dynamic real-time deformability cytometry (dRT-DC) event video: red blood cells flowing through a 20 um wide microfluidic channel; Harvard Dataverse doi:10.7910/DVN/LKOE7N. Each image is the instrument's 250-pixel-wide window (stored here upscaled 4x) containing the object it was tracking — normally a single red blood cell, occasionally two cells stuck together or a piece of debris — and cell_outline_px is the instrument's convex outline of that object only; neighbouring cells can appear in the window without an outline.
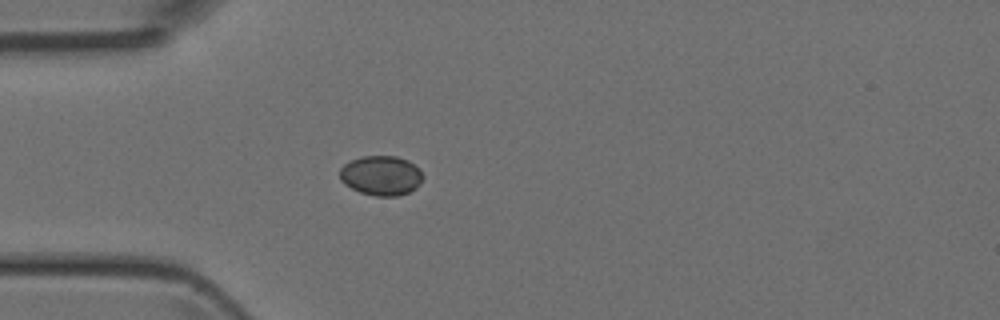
{"species": "Egyptian fruit bat (a non-hibernating species)", "species_latin": "Rousettus aegyptiacus", "temperature_condition": "room temperature", "stored_images_in_passage": 33, "camera_frame_rate_fps": 3000, "um_per_image_px": 0.085, "animal": {"sex": "female"}, "frame": {"image": 1, "passage_image": 1, "time_ms": 0.0, "image_size_px": [1000, 320], "cell_outline_px": [[424, 176], [420, 184], [416, 188], [400, 196], [376, 196], [360, 192], [344, 184], [340, 180], [340, 168], [344, 164], [360, 156], [396, 156], [408, 160]], "centroid_in_image_um": [32.38, 14.92], "position_along_channel_um": 52.6, "area_um2": 19.19}}
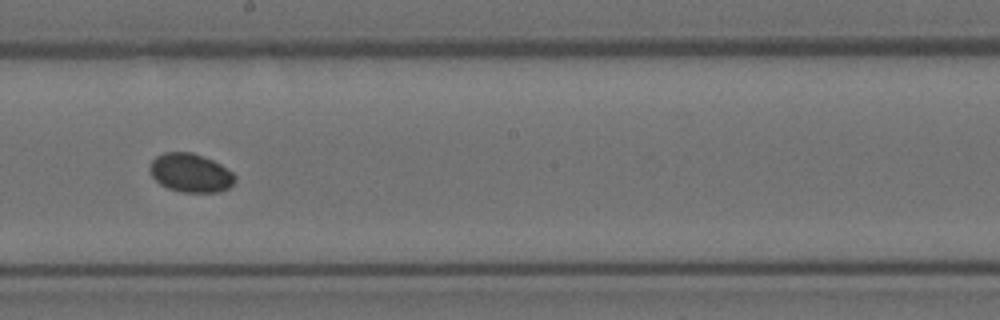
{"frame": {"image": 2, "passage_image": 14, "time_ms": 4.333, "image_size_px": [1000, 320], "cell_outline_px": [[236, 180], [228, 188], [216, 192], [180, 192], [168, 188], [160, 184], [152, 176], [148, 168], [152, 160], [156, 156], [164, 152], [192, 152], [212, 160], [220, 164], [232, 172], [236, 176]], "centroid_in_image_um": [16.18, 14.69], "position_along_channel_um": 232.0, "area_um2": 19.19}}
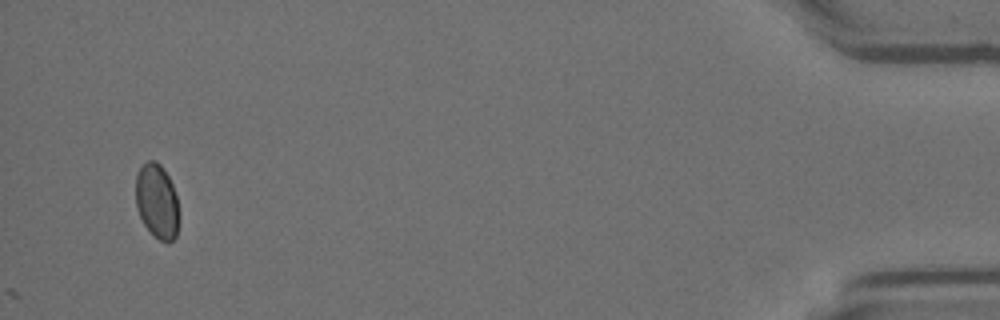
{"frame": {"image": 3, "passage_image": 33, "time_ms": 10.667, "image_size_px": [1000, 320], "cell_outline_px": [[176, 236], [172, 240], [160, 240], [152, 236], [144, 224], [136, 208], [136, 176], [140, 168], [148, 160], [156, 160], [160, 164], [168, 176], [172, 184], [176, 196]], "centroid_in_image_um": [13.29, 17.08], "position_along_channel_um": 421.9, "area_um2": 18.32}}